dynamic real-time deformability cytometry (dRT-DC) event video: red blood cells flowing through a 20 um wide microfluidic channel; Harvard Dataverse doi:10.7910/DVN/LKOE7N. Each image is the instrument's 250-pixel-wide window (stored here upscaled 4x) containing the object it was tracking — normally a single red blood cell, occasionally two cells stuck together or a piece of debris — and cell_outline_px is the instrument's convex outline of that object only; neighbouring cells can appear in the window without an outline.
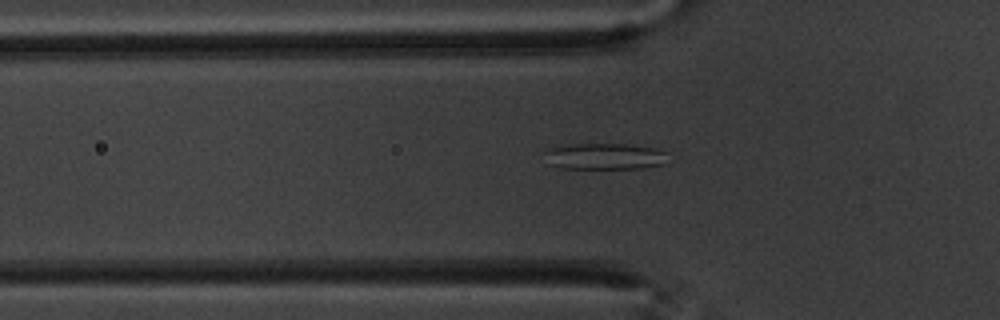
{"species": "common noctule bat (a hibernating species)", "species_latin": "Nyctalus noctula", "temperature_condition": "warm", "stored_images_in_passage": 54, "segment_of_instrument_passage": [1, 2], "camera_frame_rate_fps": 3000, "um_per_image_px": 0.085, "animal": {"sex": "male", "body_mass_g": 20.1, "forearm_length_mm": 53.5}, "frame": {"image": 1, "passage_image": 20, "time_ms": 6.333, "image_size_px": [1000, 320], "cell_outline_px": [[668, 152], [664, 164], [640, 168], [564, 168], [548, 164], [544, 152], [548, 148], [572, 144], [624, 144], [652, 148]], "centroid_in_image_um": [51.37, 13.29], "position_along_channel_um": 74.4, "area_um2": 18.73}}
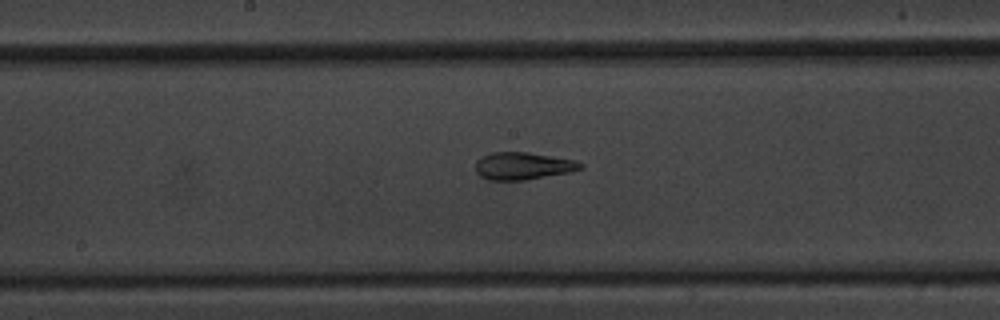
{"frame": {"image": 2, "passage_image": 31, "time_ms": 10.0, "image_size_px": [1000, 320], "cell_outline_px": [[584, 168], [572, 172], [524, 180], [488, 180], [480, 176], [476, 172], [476, 160], [492, 152], [528, 152], [576, 160], [584, 164]], "centroid_in_image_um": [44.49, 14.11], "position_along_channel_um": 203.7, "area_um2": 16.88}}
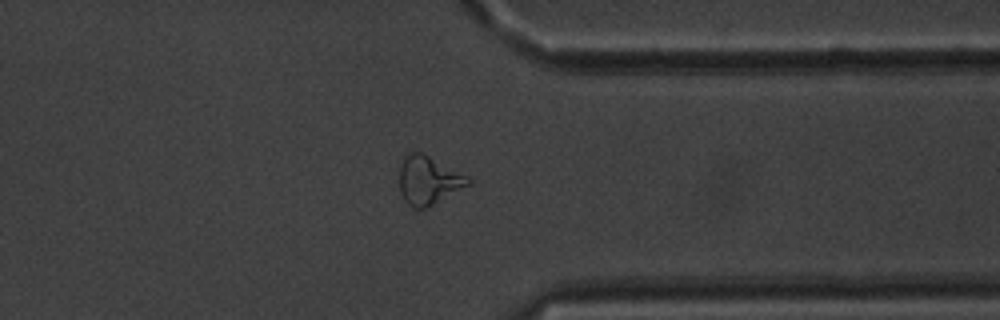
{"frame": {"image": 3, "passage_image": 46, "time_ms": 15.0, "image_size_px": [1000, 320], "cell_outline_px": [[472, 180], [468, 184], [432, 204], [424, 208], [412, 208], [404, 200], [400, 192], [400, 160], [408, 152], [420, 152], [468, 176]], "centroid_in_image_um": [36.35, 15.3], "position_along_channel_um": 375.0, "area_um2": 18.9}}